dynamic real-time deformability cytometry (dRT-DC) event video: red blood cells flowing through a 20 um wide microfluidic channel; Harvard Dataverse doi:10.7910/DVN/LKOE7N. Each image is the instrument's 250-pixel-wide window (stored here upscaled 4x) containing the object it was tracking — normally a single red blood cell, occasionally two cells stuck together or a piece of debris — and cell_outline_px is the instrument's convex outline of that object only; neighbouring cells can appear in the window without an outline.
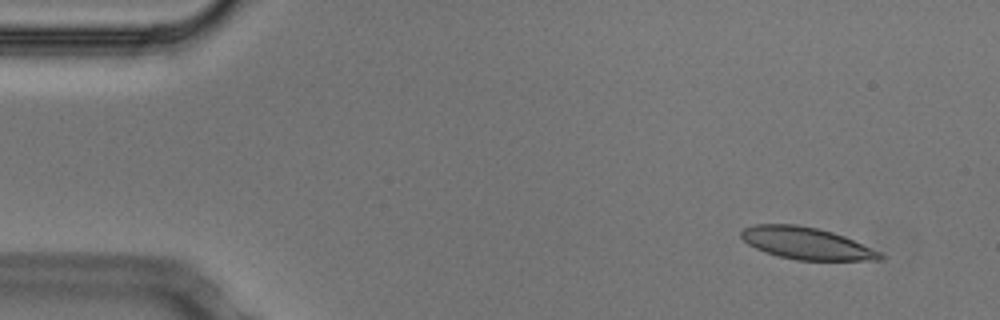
{"species": "Egyptian fruit bat (a non-hibernating species)", "species_latin": "Rousettus aegyptiacus", "temperature_condition": "cold", "stored_images_in_passage": 51, "camera_frame_rate_fps": 3000, "um_per_image_px": 0.085, "animal": {"sex": "male"}, "frame": {"image": 1, "passage_image": 3, "time_ms": 0.667, "image_size_px": [1000, 320], "cell_outline_px": [[884, 256], [880, 260], [796, 260], [780, 256], [756, 248], [748, 244], [740, 236], [740, 232], [744, 228], [756, 224], [796, 224], [816, 228], [832, 232], [844, 236], [880, 252]], "centroid_in_image_um": [68.53, 20.67], "position_along_channel_um": 16.5, "area_um2": 25.55}}
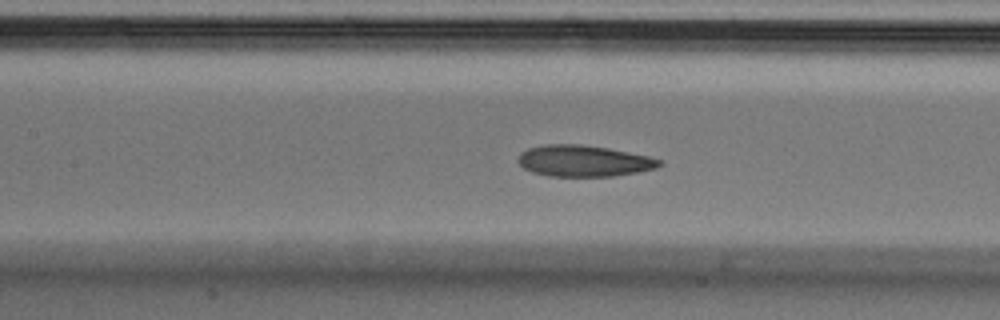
{"frame": {"image": 2, "passage_image": 22, "time_ms": 7.0, "image_size_px": [1000, 320], "cell_outline_px": [[664, 164], [656, 168], [636, 172], [612, 176], [548, 176], [532, 172], [524, 168], [516, 160], [520, 152], [528, 148], [544, 144], [580, 144], [608, 148], [648, 156], [664, 160]], "centroid_in_image_um": [49.61, 13.67], "position_along_channel_um": 157.8, "area_um2": 25.89}}
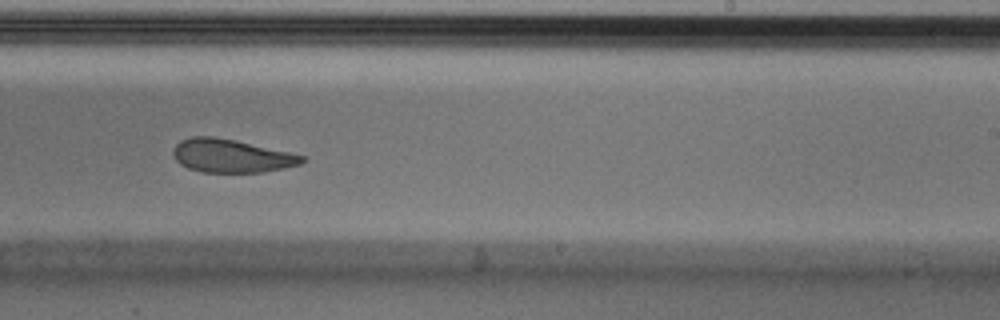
{"frame": {"image": 3, "passage_image": 31, "time_ms": 10.0, "image_size_px": [1000, 320], "cell_outline_px": [[308, 160], [300, 164], [284, 168], [264, 172], [200, 172], [188, 168], [180, 164], [176, 160], [172, 152], [172, 148], [180, 140], [192, 136], [212, 136], [236, 140], [288, 152], [304, 156]], "centroid_in_image_um": [19.64, 13.24], "position_along_channel_um": 269.4, "area_um2": 25.09}, "authors_computed_cell_mechanics": {"area_um2": 26.5302, "velocity_mm_per_s": 3.7319, "shape_relaxation_time_tau1_ms": 6.5117, "shape_relaxation_time_tau2_ms": 2.7866, "deformation_change_tau1": 0.1524, "deformation_change_tau2": 0.0847}}